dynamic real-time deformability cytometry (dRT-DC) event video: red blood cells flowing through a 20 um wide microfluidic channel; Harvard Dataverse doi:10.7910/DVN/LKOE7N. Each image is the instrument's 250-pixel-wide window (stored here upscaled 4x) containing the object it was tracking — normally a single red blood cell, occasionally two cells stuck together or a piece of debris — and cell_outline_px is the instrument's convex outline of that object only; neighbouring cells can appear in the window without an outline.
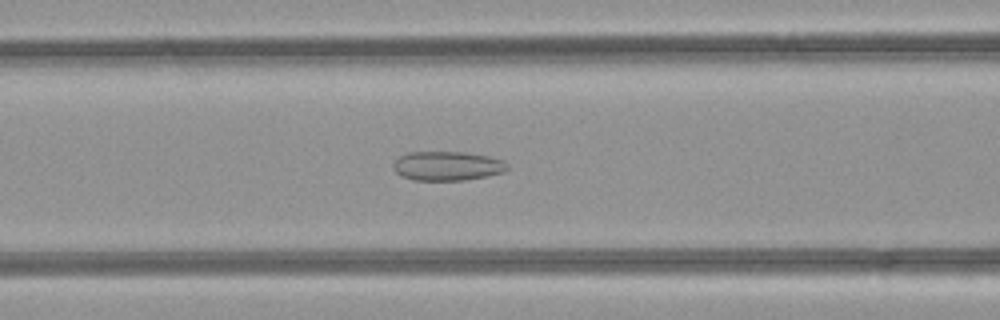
{"species": "common noctule bat (a hibernating species)", "species_latin": "Nyctalus noctula", "temperature_condition": "room temperature", "stored_images_in_passage": 43, "camera_frame_rate_fps": 3000, "um_per_image_px": 0.085, "animal": {"sex": "female", "body_mass_g": 21.9}, "frame": {"image": 1, "passage_image": 14, "time_ms": 4.333, "image_size_px": [1000, 320], "cell_outline_px": [[508, 168], [504, 172], [464, 180], [412, 180], [396, 172], [392, 168], [392, 164], [400, 156], [408, 152], [464, 152], [488, 156], [504, 160], [508, 164]], "centroid_in_image_um": [38.02, 14.1], "position_along_channel_um": 128.6, "area_um2": 19.36}}
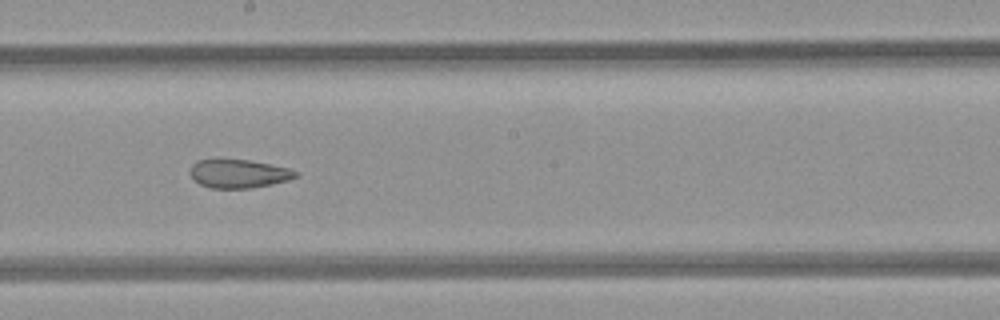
{"frame": {"image": 2, "passage_image": 21, "time_ms": 6.667, "image_size_px": [1000, 320], "cell_outline_px": [[300, 176], [288, 180], [272, 184], [252, 188], [212, 188], [200, 184], [188, 172], [192, 164], [196, 160], [248, 160], [288, 168], [300, 172]], "centroid_in_image_um": [20.31, 14.77], "position_along_channel_um": 227.9, "area_um2": 17.46}}
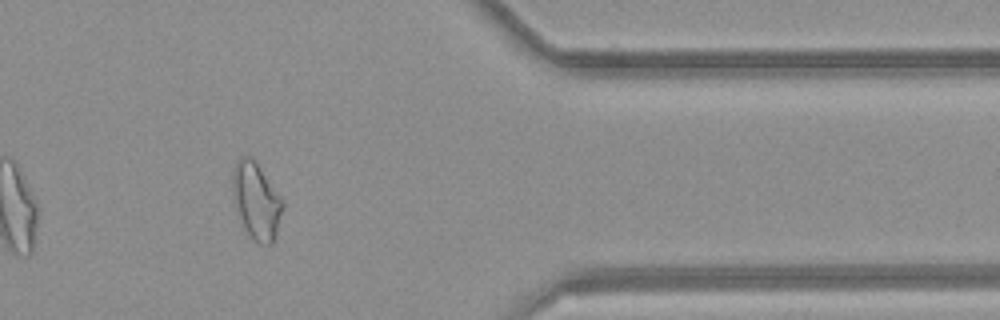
{"frame": {"image": 3, "passage_image": 34, "time_ms": 11.0, "image_size_px": [1000, 320], "cell_outline_px": [[284, 208], [276, 236], [272, 244], [260, 244], [244, 228], [236, 212], [232, 192], [232, 172], [236, 160], [240, 156], [252, 156], [256, 160], [284, 200]], "centroid_in_image_um": [21.79, 17.02], "position_along_channel_um": 389.6, "area_um2": 22.89}, "authors_computed_cell_mechanics": {"area_um2": 21.9062, "velocity_mm_per_s": 4.2518, "shape_relaxation_time_tau1_ms": null, "shape_relaxation_time_tau2_ms": 1.7537, "deformation_change_tau1": null, "deformation_change_tau2": 0.0855}}